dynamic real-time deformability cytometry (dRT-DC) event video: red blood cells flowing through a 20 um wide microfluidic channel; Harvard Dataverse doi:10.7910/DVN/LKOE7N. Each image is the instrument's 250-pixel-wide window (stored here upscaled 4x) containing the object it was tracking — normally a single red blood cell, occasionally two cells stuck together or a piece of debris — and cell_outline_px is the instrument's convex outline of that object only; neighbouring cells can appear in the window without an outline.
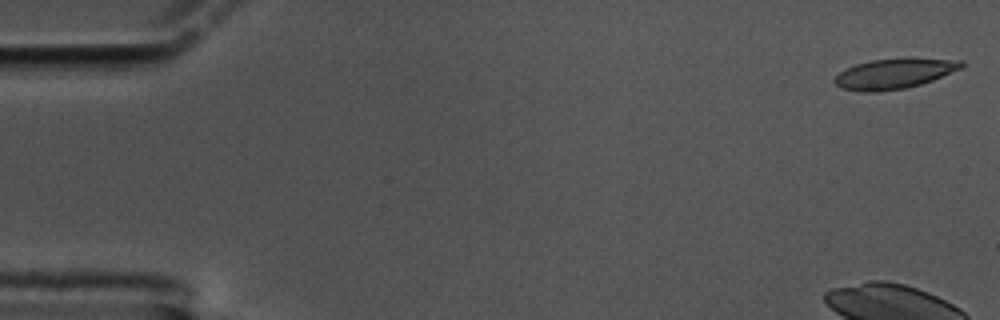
{"species": "common noctule bat (a hibernating species)", "species_latin": "Nyctalus noctula", "temperature_condition": "cold", "stored_images_in_passage": 1, "camera_frame_rate_fps": 3000, "um_per_image_px": 0.085, "animal": {"sex": "male", "body_mass_g": 17.5, "forearm_length_mm": 52.3}, "frame": {"image": 1, "passage_image": 1, "time_ms": 0.0, "image_size_px": [1000, 320], "cell_outline_px": [[964, 68], [932, 80], [920, 84], [904, 88], [876, 92], [864, 92], [840, 88], [832, 80], [840, 72], [856, 64], [872, 60], [964, 60]], "centroid_in_image_um": [75.98, 6.3], "position_along_channel_um": 9.0, "area_um2": 21.5}}